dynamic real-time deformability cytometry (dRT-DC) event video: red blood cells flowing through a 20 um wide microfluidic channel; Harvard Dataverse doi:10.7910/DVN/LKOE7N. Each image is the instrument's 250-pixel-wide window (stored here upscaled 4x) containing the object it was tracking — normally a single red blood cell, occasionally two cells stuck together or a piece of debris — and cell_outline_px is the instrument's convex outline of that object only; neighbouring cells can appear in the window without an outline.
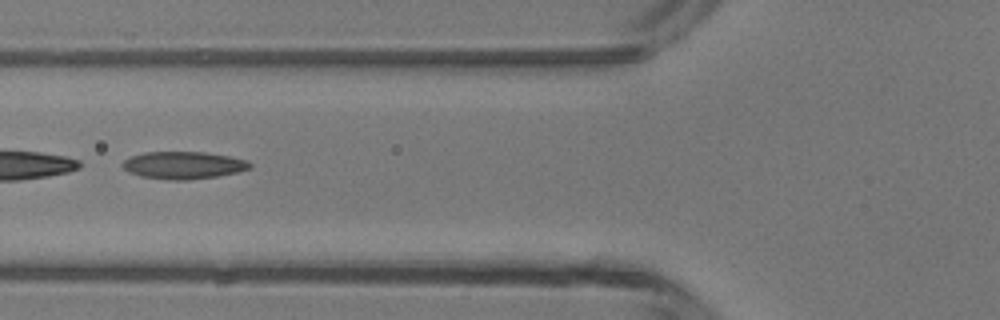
{"species": "common noctule bat (a hibernating species)", "species_latin": "Nyctalus noctula", "temperature_condition": "room temperature", "stored_images_in_passage": 5, "camera_frame_rate_fps": 3000, "um_per_image_px": 0.085, "animal": {"sex": "male", "body_mass_g": 13.3}, "frame": {"image": 1, "passage_image": 4, "time_ms": 3.667, "image_size_px": [1000, 320], "cell_outline_px": [[252, 168], [236, 172], [216, 176], [188, 180], [172, 180], [140, 176], [128, 172], [120, 164], [124, 160], [132, 156], [144, 152], [204, 152], [228, 156], [248, 160], [252, 164]], "centroid_in_image_um": [15.59, 14.04], "position_along_channel_um": 110.2, "area_um2": 20.29}}
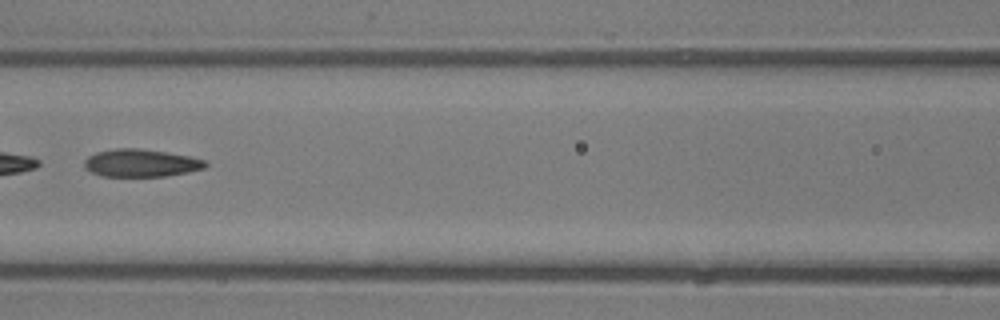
{"frame": {"image": 2, "passage_image": 5, "time_ms": 4.667, "image_size_px": [1000, 320], "cell_outline_px": [[208, 164], [204, 168], [188, 172], [164, 176], [100, 176], [84, 168], [84, 160], [88, 156], [96, 152], [116, 148], [140, 148], [188, 156], [204, 160]], "centroid_in_image_um": [11.94, 13.85], "position_along_channel_um": 154.7, "area_um2": 19.42}}